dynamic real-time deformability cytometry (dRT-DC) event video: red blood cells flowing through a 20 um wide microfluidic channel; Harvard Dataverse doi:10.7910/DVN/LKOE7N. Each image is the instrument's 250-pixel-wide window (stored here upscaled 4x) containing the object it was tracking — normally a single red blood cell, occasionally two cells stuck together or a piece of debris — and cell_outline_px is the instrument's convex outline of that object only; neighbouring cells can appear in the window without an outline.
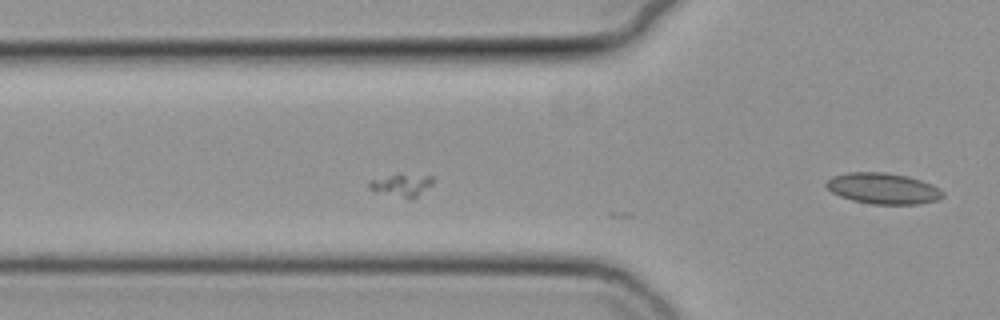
{"species": "common noctule bat (a hibernating species)", "species_latin": "Nyctalus noctula", "temperature_condition": "cold", "stored_images_in_passage": 2, "camera_frame_rate_fps": 3000, "um_per_image_px": 0.085, "animal": {"sex": "female", "body_mass_g": 19.3, "forearm_length_mm": 54.1}, "frame": {"image": 1, "passage_image": 2, "time_ms": 0.333, "image_size_px": [1000, 320], "cell_outline_px": [[944, 196], [936, 200], [920, 204], [872, 204], [852, 200], [840, 196], [832, 192], [824, 184], [832, 176], [848, 172], [884, 172], [908, 176], [932, 184], [940, 188], [944, 192]], "centroid_in_image_um": [75.07, 16.01], "position_along_channel_um": 50.7, "area_um2": 21.1}}